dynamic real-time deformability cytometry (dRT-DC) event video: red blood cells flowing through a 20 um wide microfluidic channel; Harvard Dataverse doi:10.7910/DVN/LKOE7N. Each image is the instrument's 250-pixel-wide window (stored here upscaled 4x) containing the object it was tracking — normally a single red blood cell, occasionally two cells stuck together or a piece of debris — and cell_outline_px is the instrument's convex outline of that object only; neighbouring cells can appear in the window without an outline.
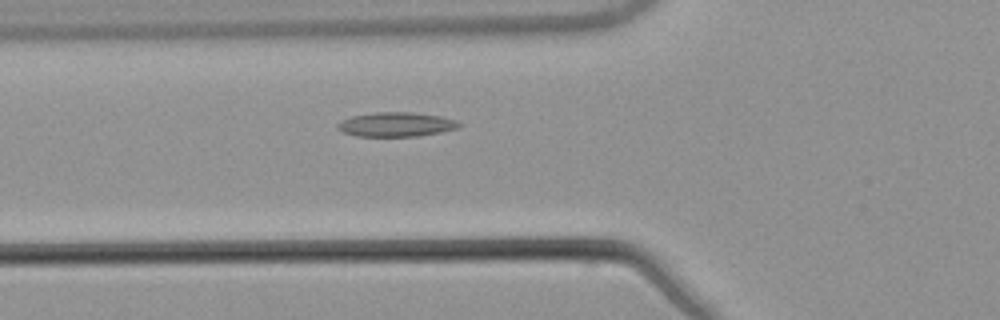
{"species": "common noctule bat (a hibernating species)", "species_latin": "Nyctalus noctula", "temperature_condition": "warm", "stored_images_in_passage": 51, "camera_frame_rate_fps": 3000, "um_per_image_px": 0.085, "animal": {"sex": "male", "body_mass_g": 21.5, "forearm_length_mm": 52.0}, "frame": {"image": 1, "passage_image": 17, "time_ms": 5.333, "image_size_px": [1000, 320], "cell_outline_px": [[464, 124], [456, 128], [440, 132], [416, 136], [356, 136], [344, 132], [336, 128], [336, 124], [340, 120], [352, 116], [372, 112], [412, 112], [440, 116], [456, 120]], "centroid_in_image_um": [33.64, 10.57], "position_along_channel_um": 92.2, "area_um2": 17.28}}
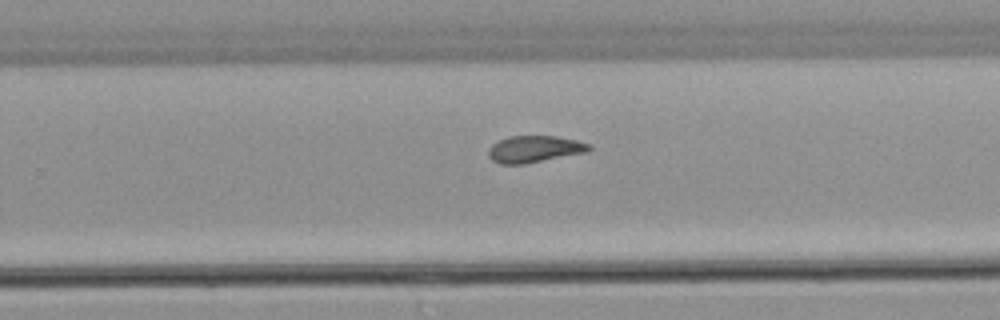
{"frame": {"image": 2, "passage_image": 32, "time_ms": 10.333, "image_size_px": [1000, 320], "cell_outline_px": [[592, 148], [588, 152], [524, 164], [500, 164], [492, 160], [488, 156], [488, 148], [492, 144], [508, 136], [556, 136], [576, 140], [592, 144]], "centroid_in_image_um": [45.44, 12.67], "position_along_channel_um": 284.4, "area_um2": 15.84}}
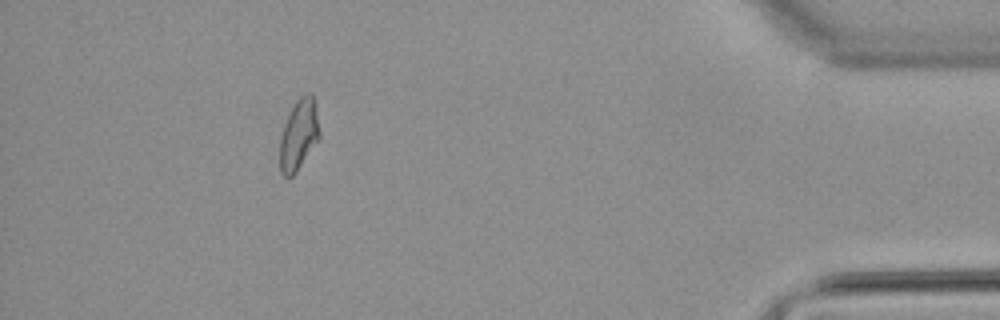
{"frame": {"image": 3, "passage_image": 46, "time_ms": 15.0, "image_size_px": [1000, 320], "cell_outline_px": [[320, 140], [296, 172], [292, 176], [284, 176], [280, 172], [280, 140], [284, 124], [296, 100], [300, 96], [308, 92], [312, 92], [316, 104], [320, 132]], "centroid_in_image_um": [25.43, 11.44], "position_along_channel_um": 409.8, "area_um2": 16.59}, "authors_computed_cell_mechanics": {"area_um2": 16.4152, "velocity_mm_per_s": 3.8555, "shape_relaxation_time_tau1_ms": null, "shape_relaxation_time_tau2_ms": 3.5991, "deformation_change_tau1": null, "deformation_change_tau2": 0.1012}}